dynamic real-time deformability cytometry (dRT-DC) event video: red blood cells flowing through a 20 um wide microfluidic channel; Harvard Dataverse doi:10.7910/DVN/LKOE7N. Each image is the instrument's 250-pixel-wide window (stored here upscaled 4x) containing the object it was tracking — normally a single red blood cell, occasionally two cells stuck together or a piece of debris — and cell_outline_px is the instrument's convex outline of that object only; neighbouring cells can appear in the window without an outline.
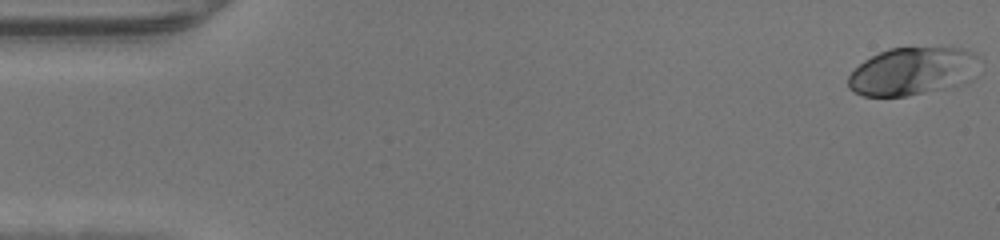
{"species": "human", "species_latin": "Homo sapiens", "temperature_condition": "warm", "stored_images_in_passage": 47, "camera_frame_rate_fps": 3000, "um_per_image_px": 0.085, "donor": {"sex": "male"}, "frame": {"image": 1, "passage_image": 1, "time_ms": 0.0, "image_size_px": [1000, 240], "cell_outline_px": [[976, 76], [968, 84], [908, 96], [864, 96], [852, 92], [848, 88], [848, 76], [864, 60], [888, 48], [960, 48], [976, 52]], "centroid_in_image_um": [77.59, 6.08], "position_along_channel_um": 7.4, "area_um2": 36.93}}
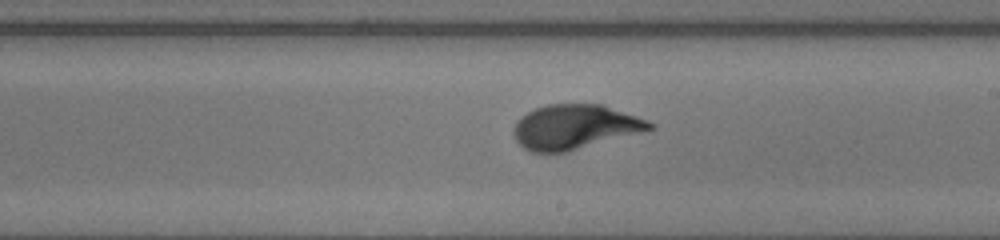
{"frame": {"image": 2, "passage_image": 27, "time_ms": 8.667, "image_size_px": [1000, 240], "cell_outline_px": [[656, 128], [564, 152], [532, 152], [524, 148], [516, 140], [512, 132], [516, 120], [520, 116], [536, 108], [548, 104], [604, 104], [648, 120], [656, 124]], "centroid_in_image_um": [48.86, 10.77], "position_along_channel_um": 240.1, "area_um2": 35.2}}
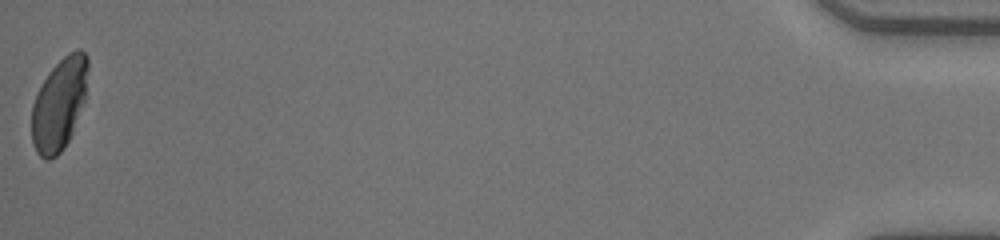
{"frame": {"image": 3, "passage_image": 47, "time_ms": 15.333, "image_size_px": [1000, 240], "cell_outline_px": [[88, 68], [84, 104], [72, 132], [64, 148], [56, 156], [48, 160], [44, 160], [36, 152], [32, 144], [32, 104], [48, 72], [68, 52], [80, 48], [88, 56]], "centroid_in_image_um": [5.04, 8.85], "position_along_channel_um": 430.2, "area_um2": 30.17}}